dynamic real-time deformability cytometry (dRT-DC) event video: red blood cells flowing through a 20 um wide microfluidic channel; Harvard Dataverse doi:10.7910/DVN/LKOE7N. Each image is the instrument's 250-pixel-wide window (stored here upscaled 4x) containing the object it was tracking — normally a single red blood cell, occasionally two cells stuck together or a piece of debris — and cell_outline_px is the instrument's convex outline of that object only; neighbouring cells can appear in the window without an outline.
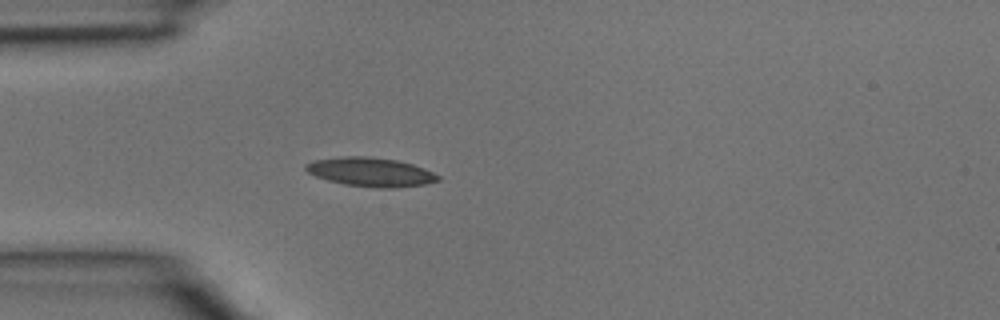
{"species": "common noctule bat (a hibernating species)", "species_latin": "Nyctalus noctula", "temperature_condition": "room temperature", "stored_images_in_passage": 1, "camera_frame_rate_fps": 3000, "um_per_image_px": 0.085, "animal": {"sex": "male", "body_mass_g": 15.6}, "frame": {"image": 1, "passage_image": 1, "time_ms": 0.0, "image_size_px": [1000, 320], "cell_outline_px": [[440, 180], [424, 184], [392, 188], [376, 188], [344, 184], [328, 180], [316, 176], [308, 172], [304, 168], [304, 164], [312, 160], [340, 156], [368, 156], [396, 160], [412, 164], [424, 168], [440, 176]], "centroid_in_image_um": [31.47, 14.61], "position_along_channel_um": 53.5, "area_um2": 22.37}}